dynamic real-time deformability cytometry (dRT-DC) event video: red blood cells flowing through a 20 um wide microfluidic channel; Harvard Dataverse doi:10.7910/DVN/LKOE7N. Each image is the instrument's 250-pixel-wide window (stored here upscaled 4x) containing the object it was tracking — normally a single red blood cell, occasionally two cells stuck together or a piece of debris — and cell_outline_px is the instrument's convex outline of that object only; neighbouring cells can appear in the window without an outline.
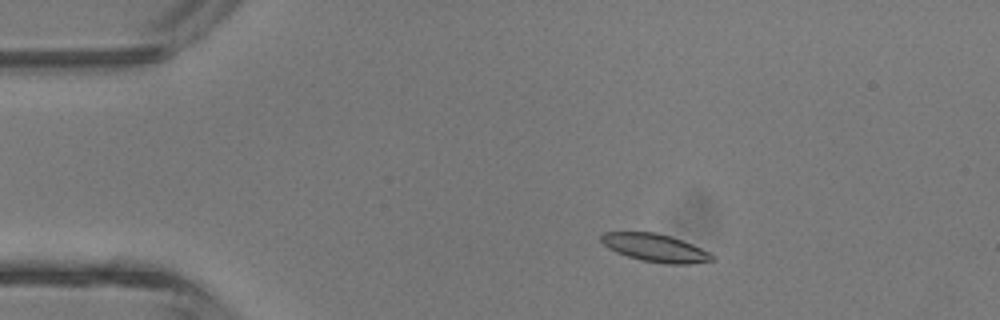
{"species": "common noctule bat (a hibernating species)", "species_latin": "Nyctalus noctula", "temperature_condition": "room temperature", "stored_images_in_passage": 4, "camera_frame_rate_fps": 3000, "um_per_image_px": 0.085, "animal": {"sex": "male", "body_mass_g": 13.3}, "frame": {"image": 1, "passage_image": 2, "time_ms": 1.333, "image_size_px": [1000, 320], "cell_outline_px": [[716, 260], [688, 264], [664, 264], [644, 260], [628, 256], [616, 252], [608, 248], [600, 240], [600, 236], [604, 232], [656, 232], [672, 236], [692, 244], [716, 256]], "centroid_in_image_um": [55.71, 21.06], "position_along_channel_um": 29.3, "area_um2": 18.03}}
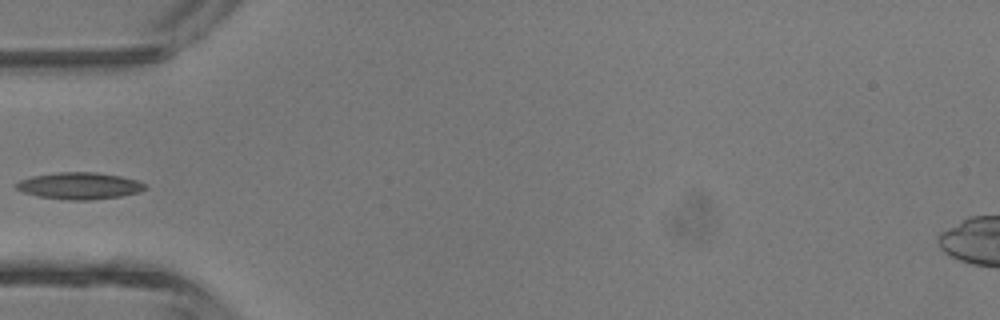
{"frame": {"image": 2, "passage_image": 4, "time_ms": 3.667, "image_size_px": [1000, 320], "cell_outline_px": [[148, 188], [140, 192], [120, 196], [88, 200], [68, 200], [40, 196], [24, 192], [16, 188], [12, 184], [20, 180], [32, 176], [56, 172], [96, 172], [120, 176], [136, 180], [144, 184]], "centroid_in_image_um": [6.74, 15.78], "position_along_channel_um": 78.3, "area_um2": 20.06}}